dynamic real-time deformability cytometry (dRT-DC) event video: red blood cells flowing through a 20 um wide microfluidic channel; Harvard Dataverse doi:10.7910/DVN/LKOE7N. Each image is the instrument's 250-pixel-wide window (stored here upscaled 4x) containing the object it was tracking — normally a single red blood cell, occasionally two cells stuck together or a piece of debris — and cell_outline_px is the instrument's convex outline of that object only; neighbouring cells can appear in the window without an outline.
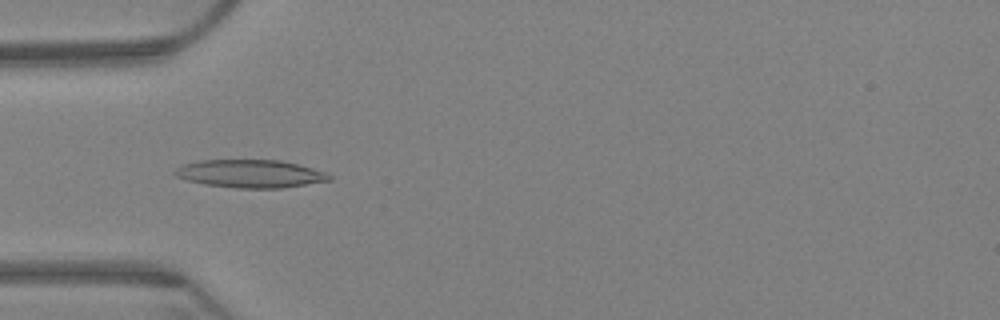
{"species": "Egyptian fruit bat (a non-hibernating species)", "species_latin": "Rousettus aegyptiacus", "temperature_condition": "warm", "stored_images_in_passage": 64, "camera_frame_rate_fps": 3000, "um_per_image_px": 0.085, "animal": {"sex": "female"}, "frame": {"image": 1, "passage_image": 20, "time_ms": 6.333, "image_size_px": [1000, 320], "cell_outline_px": [[332, 180], [280, 188], [236, 188], [204, 184], [188, 180], [176, 176], [172, 172], [180, 164], [200, 160], [280, 160], [312, 168], [324, 172], [332, 176]], "centroid_in_image_um": [21.23, 14.76], "position_along_channel_um": 63.8, "area_um2": 25.09}}
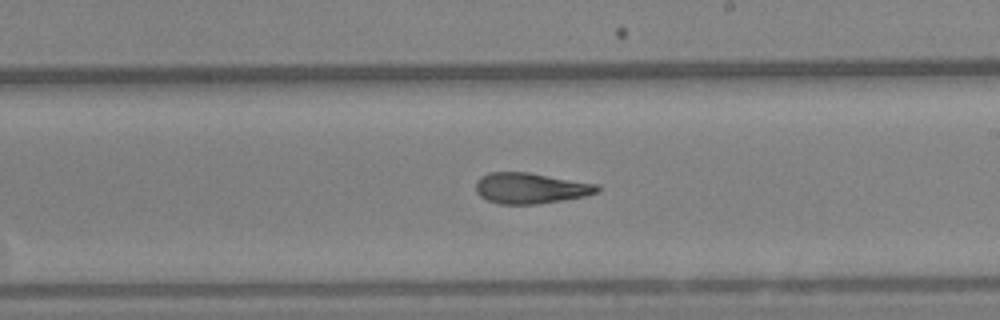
{"frame": {"image": 2, "passage_image": 37, "time_ms": 12.0, "image_size_px": [1000, 320], "cell_outline_px": [[600, 188], [596, 192], [584, 196], [564, 200], [536, 204], [500, 204], [488, 200], [480, 196], [476, 192], [476, 180], [480, 176], [488, 172], [528, 172], [600, 184]], "centroid_in_image_um": [45.09, 15.98], "position_along_channel_um": 243.9, "area_um2": 21.91}}
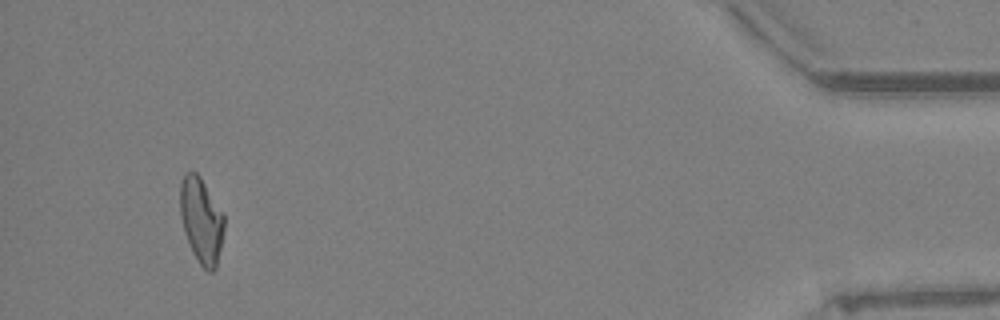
{"frame": {"image": 3, "passage_image": 60, "time_ms": 19.667, "image_size_px": [1000, 320], "cell_outline_px": [[224, 228], [216, 268], [212, 272], [208, 272], [200, 264], [184, 232], [180, 216], [180, 184], [184, 176], [188, 172], [196, 172], [200, 176], [224, 212]], "centroid_in_image_um": [17.12, 18.7], "position_along_channel_um": 418.1, "area_um2": 21.79}, "authors_computed_cell_mechanics": {"area_um2": 22.4264, "velocity_mm_per_s": 3.2072, "shape_relaxation_time_tau1_ms": null, "shape_relaxation_time_tau2_ms": 4.726, "deformation_change_tau1": null, "deformation_change_tau2": 0.1223}}